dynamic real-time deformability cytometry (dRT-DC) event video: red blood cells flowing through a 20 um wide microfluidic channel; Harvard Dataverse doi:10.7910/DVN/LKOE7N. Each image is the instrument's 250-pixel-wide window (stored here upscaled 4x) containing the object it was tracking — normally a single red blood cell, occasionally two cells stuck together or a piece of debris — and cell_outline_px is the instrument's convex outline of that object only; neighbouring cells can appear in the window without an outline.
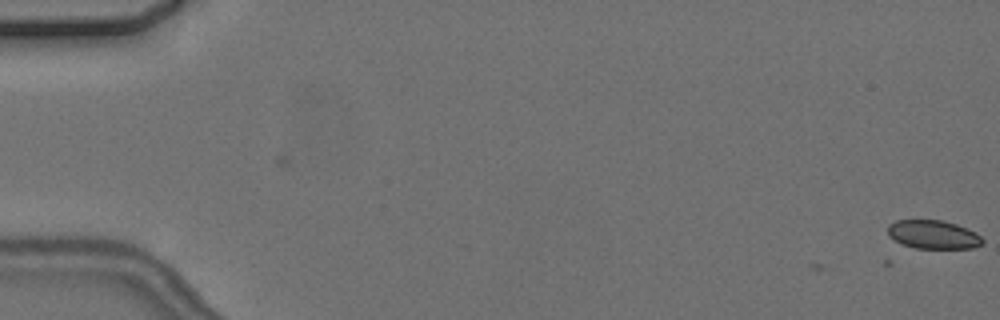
{"species": "common noctule bat (a hibernating species)", "species_latin": "Nyctalus noctula", "temperature_condition": "cold", "stored_images_in_passage": 6, "camera_frame_rate_fps": 3000, "um_per_image_px": 0.085, "animal": {"sex": "female", "body_mass_g": 24.6, "forearm_length_mm": 56.2}, "frame": {"image": 1, "passage_image": 2, "time_ms": 1.333, "image_size_px": [1000, 320], "cell_outline_px": [[984, 244], [972, 248], [916, 248], [904, 244], [888, 236], [888, 224], [896, 220], [940, 220], [956, 224], [976, 232], [984, 240]], "centroid_in_image_um": [79.34, 19.93], "position_along_channel_um": 5.7, "area_um2": 15.72}}